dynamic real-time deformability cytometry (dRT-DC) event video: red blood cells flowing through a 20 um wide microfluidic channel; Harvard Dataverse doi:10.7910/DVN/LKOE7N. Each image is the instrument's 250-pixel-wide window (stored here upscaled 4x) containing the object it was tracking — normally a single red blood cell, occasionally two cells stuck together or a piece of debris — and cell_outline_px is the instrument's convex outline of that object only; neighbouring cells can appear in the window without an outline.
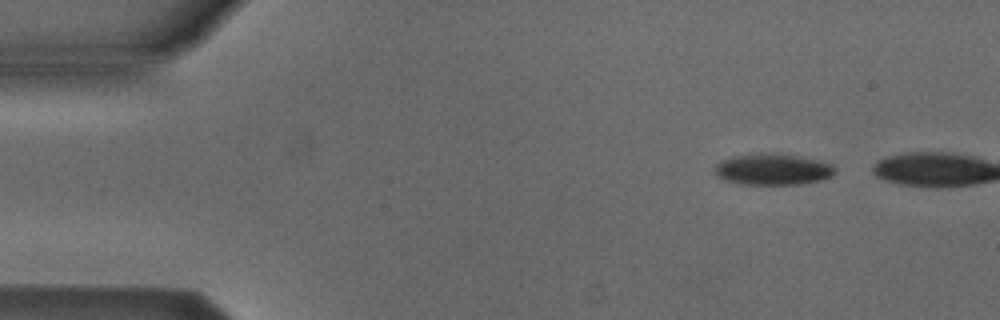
{"species": "Egyptian fruit bat (a non-hibernating species)", "species_latin": "Rousettus aegyptiacus", "temperature_condition": "cold", "stored_images_in_passage": 9, "camera_frame_rate_fps": 3000, "um_per_image_px": 0.085, "animal": {"sex": "male"}, "frame": {"image": 1, "passage_image": 3, "time_ms": 0.667, "image_size_px": [1000, 320], "cell_outline_px": [[836, 172], [832, 176], [820, 180], [796, 184], [740, 184], [724, 180], [716, 176], [712, 172], [716, 164], [724, 160], [740, 156], [796, 156], [816, 160], [832, 164], [836, 168]], "centroid_in_image_um": [65.69, 14.46], "position_along_channel_um": 19.3, "area_um2": 20.87}}